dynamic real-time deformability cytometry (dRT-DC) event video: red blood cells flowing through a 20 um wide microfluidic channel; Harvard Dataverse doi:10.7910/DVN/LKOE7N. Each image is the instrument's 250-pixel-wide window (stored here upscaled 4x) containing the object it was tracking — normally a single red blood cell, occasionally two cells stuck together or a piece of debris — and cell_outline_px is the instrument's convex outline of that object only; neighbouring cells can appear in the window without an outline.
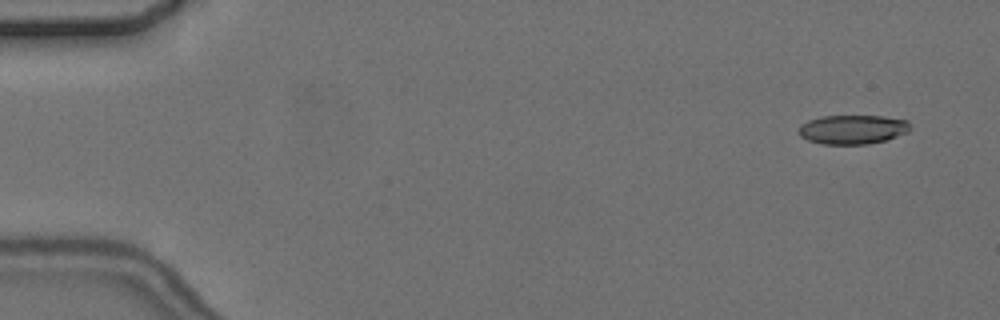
{"species": "common noctule bat (a hibernating species)", "species_latin": "Nyctalus noctula", "temperature_condition": "cold", "stored_images_in_passage": 4, "camera_frame_rate_fps": 3000, "um_per_image_px": 0.085, "animal": {"sex": "female", "body_mass_g": 24.6, "forearm_length_mm": 56.2}, "frame": {"image": 1, "passage_image": 1, "time_ms": 0.0, "image_size_px": [1000, 320], "cell_outline_px": [[912, 128], [908, 132], [888, 140], [868, 144], [824, 144], [808, 140], [800, 136], [796, 132], [800, 124], [808, 120], [820, 116], [884, 116], [908, 120]], "centroid_in_image_um": [72.48, 11.0], "position_along_channel_um": 12.5, "area_um2": 19.31}}
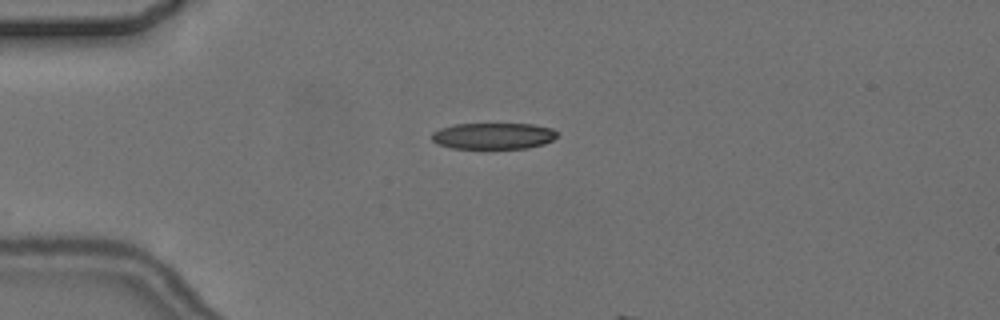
{"frame": {"image": 2, "passage_image": 4, "time_ms": 3.667, "image_size_px": [1000, 320], "cell_outline_px": [[556, 136], [552, 140], [544, 144], [528, 148], [452, 148], [436, 144], [432, 140], [432, 132], [440, 128], [452, 124], [532, 124], [552, 128], [556, 132]], "centroid_in_image_um": [41.9, 11.55], "position_along_channel_um": 43.1, "area_um2": 19.25}}